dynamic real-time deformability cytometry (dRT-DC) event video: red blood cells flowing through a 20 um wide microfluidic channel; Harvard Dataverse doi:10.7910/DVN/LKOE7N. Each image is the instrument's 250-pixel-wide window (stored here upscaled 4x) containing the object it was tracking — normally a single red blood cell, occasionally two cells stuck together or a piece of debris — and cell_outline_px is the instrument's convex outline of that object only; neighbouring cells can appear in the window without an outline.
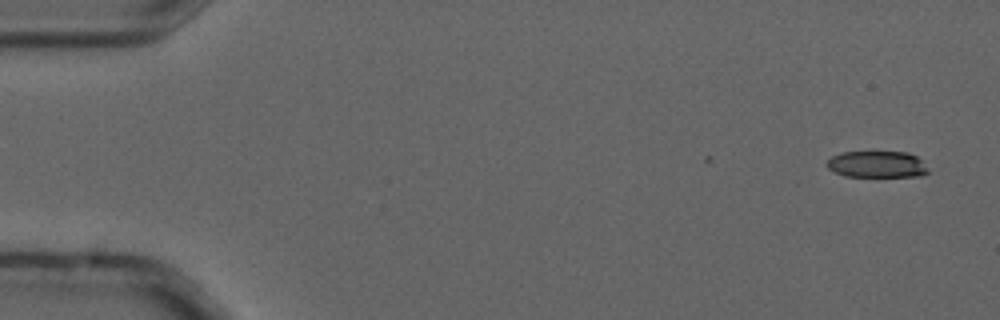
{"species": "common noctule bat (a hibernating species)", "species_latin": "Nyctalus noctula", "temperature_condition": "cold", "stored_images_in_passage": 3, "camera_frame_rate_fps": 3000, "um_per_image_px": 0.085, "animal": {"sex": "male", "forearm_length_mm": 52.5}, "frame": {"image": 1, "passage_image": 1, "time_ms": 0.0, "image_size_px": [1000, 320], "cell_outline_px": [[928, 172], [924, 176], [844, 176], [828, 168], [824, 164], [832, 156], [840, 152], [908, 152], [916, 156], [920, 160]], "centroid_in_image_um": [74.5, 13.96], "position_along_channel_um": 10.5, "area_um2": 15.55}}